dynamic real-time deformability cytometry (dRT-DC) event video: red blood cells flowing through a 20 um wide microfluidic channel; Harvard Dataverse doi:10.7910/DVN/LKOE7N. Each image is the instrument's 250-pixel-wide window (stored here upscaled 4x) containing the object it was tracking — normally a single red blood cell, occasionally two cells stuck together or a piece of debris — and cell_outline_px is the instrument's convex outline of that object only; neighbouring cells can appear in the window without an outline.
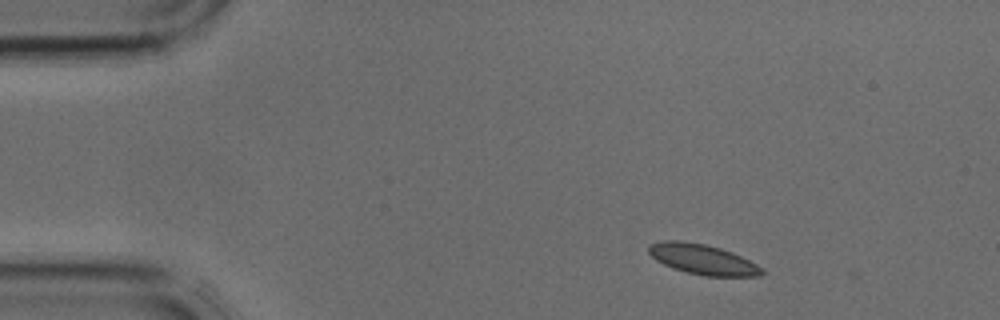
{"species": "common noctule bat (a hibernating species)", "species_latin": "Nyctalus noctula", "temperature_condition": "cold", "stored_images_in_passage": 2, "camera_frame_rate_fps": 3000, "um_per_image_px": 0.085, "animal": {"sex": "male", "body_mass_g": 17.9, "forearm_length_mm": 54.2}, "frame": {"image": 1, "passage_image": 1, "time_ms": 0.0, "image_size_px": [1000, 320], "cell_outline_px": [[764, 272], [760, 276], [704, 276], [672, 268], [656, 260], [648, 252], [648, 248], [652, 244], [664, 240], [680, 240], [704, 244], [720, 248], [732, 252], [764, 268]], "centroid_in_image_um": [59.73, 22.04], "position_along_channel_um": 25.3, "area_um2": 19.77}}